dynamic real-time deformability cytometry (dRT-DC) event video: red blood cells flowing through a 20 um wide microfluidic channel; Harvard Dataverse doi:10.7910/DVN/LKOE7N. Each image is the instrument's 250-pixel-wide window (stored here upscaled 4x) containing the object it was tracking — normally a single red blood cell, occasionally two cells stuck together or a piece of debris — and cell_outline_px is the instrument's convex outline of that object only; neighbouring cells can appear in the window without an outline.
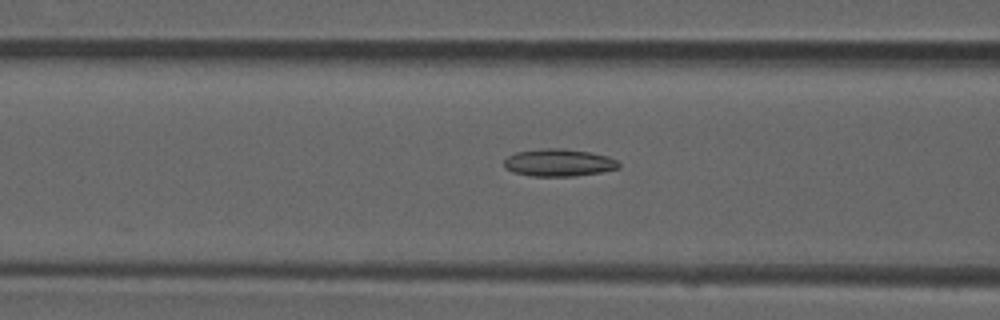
{"species": "common noctule bat (a hibernating species)", "species_latin": "Nyctalus noctula", "temperature_condition": "room temperature", "stored_images_in_passage": 36, "camera_frame_rate_fps": 3000, "um_per_image_px": 0.085, "animal": {"sex": "male", "forearm_length_mm": 52.5}, "frame": {"image": 1, "passage_image": 5, "time_ms": 1.333, "image_size_px": [1000, 320], "cell_outline_px": [[620, 168], [600, 172], [576, 176], [532, 176], [512, 172], [504, 168], [504, 160], [508, 156], [516, 152], [544, 148], [564, 148], [588, 152], [608, 156], [616, 160], [620, 164]], "centroid_in_image_um": [47.48, 13.83], "position_along_channel_um": 119.1, "area_um2": 18.38}}
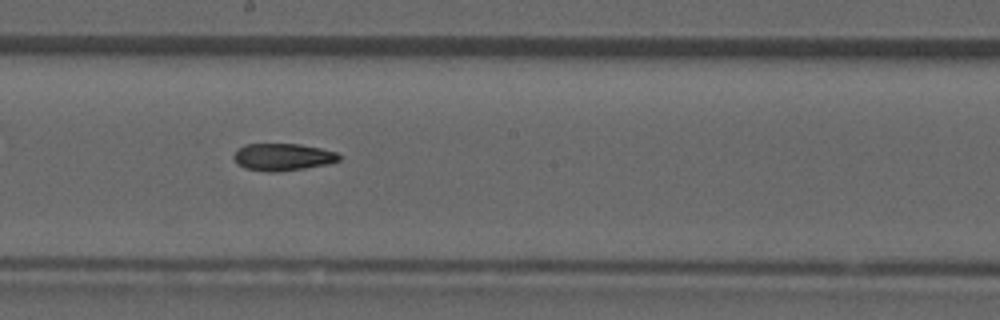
{"frame": {"image": 2, "passage_image": 13, "time_ms": 4.0, "image_size_px": [1000, 320], "cell_outline_px": [[340, 160], [328, 164], [280, 172], [268, 172], [244, 168], [236, 164], [232, 156], [244, 144], [300, 144], [320, 148], [336, 152], [340, 156]], "centroid_in_image_um": [24.01, 13.35], "position_along_channel_um": 224.2, "area_um2": 16.76}}
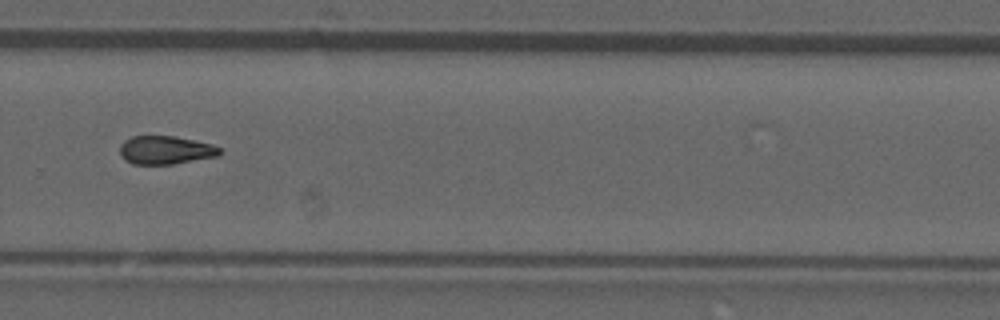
{"frame": {"image": 3, "passage_image": 20, "time_ms": 6.333, "image_size_px": [1000, 320], "cell_outline_px": [[224, 152], [216, 156], [172, 164], [132, 164], [124, 160], [120, 156], [120, 144], [124, 140], [132, 136], [176, 136], [212, 144], [224, 148]], "centroid_in_image_um": [14.08, 12.75], "position_along_channel_um": 315.7, "area_um2": 16.7}}